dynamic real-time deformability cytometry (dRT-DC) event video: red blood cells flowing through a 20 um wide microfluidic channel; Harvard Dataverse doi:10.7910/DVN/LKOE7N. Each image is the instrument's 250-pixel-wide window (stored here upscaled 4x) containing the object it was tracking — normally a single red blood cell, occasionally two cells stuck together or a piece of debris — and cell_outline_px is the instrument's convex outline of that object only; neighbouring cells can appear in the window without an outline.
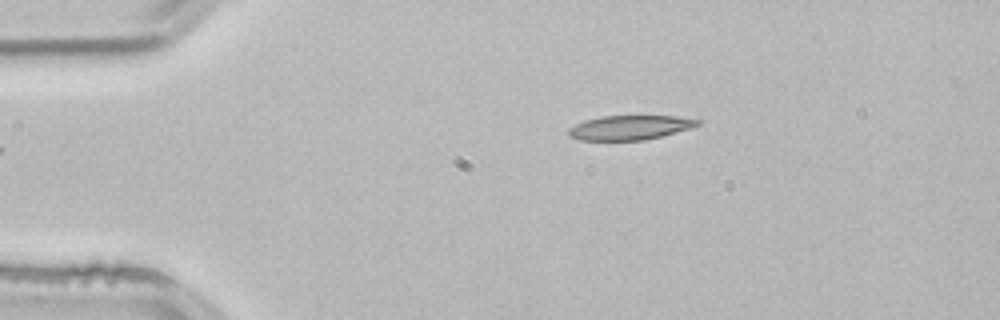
{"species": "common noctule bat (a hibernating species)", "species_latin": "Nyctalus noctula", "temperature_condition": "room temperature", "stored_images_in_passage": 5, "camera_frame_rate_fps": 3000, "um_per_image_px": 0.085, "animal": {"sex": "male", "body_mass_g": 21.5, "forearm_length_mm": 52.0}, "frame": {"image": 1, "passage_image": 5, "time_ms": 1.333, "image_size_px": [1000, 320], "cell_outline_px": [[700, 124], [692, 128], [644, 140], [580, 140], [568, 136], [568, 128], [584, 120], [600, 116], [676, 116], [700, 120]], "centroid_in_image_um": [53.51, 10.84], "position_along_channel_um": 31.5, "area_um2": 18.32}}